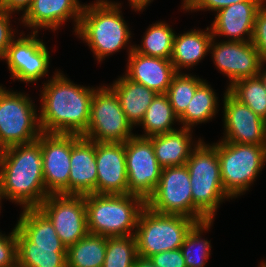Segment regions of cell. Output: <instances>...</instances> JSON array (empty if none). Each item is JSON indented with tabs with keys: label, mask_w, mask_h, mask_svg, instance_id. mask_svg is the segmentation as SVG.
Listing matches in <instances>:
<instances>
[{
	"label": "cell",
	"mask_w": 266,
	"mask_h": 267,
	"mask_svg": "<svg viewBox=\"0 0 266 267\" xmlns=\"http://www.w3.org/2000/svg\"><path fill=\"white\" fill-rule=\"evenodd\" d=\"M38 208L52 222L66 248L89 233L84 195L50 194Z\"/></svg>",
	"instance_id": "8fae6325"
},
{
	"label": "cell",
	"mask_w": 266,
	"mask_h": 267,
	"mask_svg": "<svg viewBox=\"0 0 266 267\" xmlns=\"http://www.w3.org/2000/svg\"><path fill=\"white\" fill-rule=\"evenodd\" d=\"M115 92L106 85L97 87L90 106V119L83 137L100 143H122L133 137Z\"/></svg>",
	"instance_id": "30bf717a"
},
{
	"label": "cell",
	"mask_w": 266,
	"mask_h": 267,
	"mask_svg": "<svg viewBox=\"0 0 266 267\" xmlns=\"http://www.w3.org/2000/svg\"><path fill=\"white\" fill-rule=\"evenodd\" d=\"M0 267H17L15 227L8 236L0 232Z\"/></svg>",
	"instance_id": "e575fe53"
},
{
	"label": "cell",
	"mask_w": 266,
	"mask_h": 267,
	"mask_svg": "<svg viewBox=\"0 0 266 267\" xmlns=\"http://www.w3.org/2000/svg\"><path fill=\"white\" fill-rule=\"evenodd\" d=\"M179 128L172 132L148 137L152 141L154 154L162 168L186 165L194 147L201 141L200 138L197 142L193 141L192 129Z\"/></svg>",
	"instance_id": "603a6c76"
},
{
	"label": "cell",
	"mask_w": 266,
	"mask_h": 267,
	"mask_svg": "<svg viewBox=\"0 0 266 267\" xmlns=\"http://www.w3.org/2000/svg\"><path fill=\"white\" fill-rule=\"evenodd\" d=\"M265 63L263 62L261 67H260V70H259V73H258V76L260 77V79L262 80V83L266 89V69H265Z\"/></svg>",
	"instance_id": "b9f144b4"
},
{
	"label": "cell",
	"mask_w": 266,
	"mask_h": 267,
	"mask_svg": "<svg viewBox=\"0 0 266 267\" xmlns=\"http://www.w3.org/2000/svg\"><path fill=\"white\" fill-rule=\"evenodd\" d=\"M242 1H266V0H183L182 10L186 11H219L222 8Z\"/></svg>",
	"instance_id": "d590c367"
},
{
	"label": "cell",
	"mask_w": 266,
	"mask_h": 267,
	"mask_svg": "<svg viewBox=\"0 0 266 267\" xmlns=\"http://www.w3.org/2000/svg\"><path fill=\"white\" fill-rule=\"evenodd\" d=\"M120 8L121 3L109 0H96L83 7L75 35L85 41L98 62L129 44L132 35Z\"/></svg>",
	"instance_id": "277c9868"
},
{
	"label": "cell",
	"mask_w": 266,
	"mask_h": 267,
	"mask_svg": "<svg viewBox=\"0 0 266 267\" xmlns=\"http://www.w3.org/2000/svg\"><path fill=\"white\" fill-rule=\"evenodd\" d=\"M134 267H156L153 262L150 260V258L137 256Z\"/></svg>",
	"instance_id": "60d3db41"
},
{
	"label": "cell",
	"mask_w": 266,
	"mask_h": 267,
	"mask_svg": "<svg viewBox=\"0 0 266 267\" xmlns=\"http://www.w3.org/2000/svg\"><path fill=\"white\" fill-rule=\"evenodd\" d=\"M178 123L179 119L175 115L169 98L166 93L157 94L146 110L139 126H142L144 133L141 137H151L177 130L172 126Z\"/></svg>",
	"instance_id": "4316f807"
},
{
	"label": "cell",
	"mask_w": 266,
	"mask_h": 267,
	"mask_svg": "<svg viewBox=\"0 0 266 267\" xmlns=\"http://www.w3.org/2000/svg\"><path fill=\"white\" fill-rule=\"evenodd\" d=\"M20 34L18 39L12 41L4 60L12 79L35 83L41 77L48 76L51 56L45 43L37 38L38 32L27 36Z\"/></svg>",
	"instance_id": "5bb4252c"
},
{
	"label": "cell",
	"mask_w": 266,
	"mask_h": 267,
	"mask_svg": "<svg viewBox=\"0 0 266 267\" xmlns=\"http://www.w3.org/2000/svg\"><path fill=\"white\" fill-rule=\"evenodd\" d=\"M224 137L222 141L266 145V121L226 89L223 96Z\"/></svg>",
	"instance_id": "e0dca14e"
},
{
	"label": "cell",
	"mask_w": 266,
	"mask_h": 267,
	"mask_svg": "<svg viewBox=\"0 0 266 267\" xmlns=\"http://www.w3.org/2000/svg\"><path fill=\"white\" fill-rule=\"evenodd\" d=\"M146 206L157 213L193 218V199L187 166L162 168L157 188L147 199Z\"/></svg>",
	"instance_id": "4fadbf2b"
},
{
	"label": "cell",
	"mask_w": 266,
	"mask_h": 267,
	"mask_svg": "<svg viewBox=\"0 0 266 267\" xmlns=\"http://www.w3.org/2000/svg\"><path fill=\"white\" fill-rule=\"evenodd\" d=\"M15 235L17 267H67V248L38 207L23 209Z\"/></svg>",
	"instance_id": "3957f363"
},
{
	"label": "cell",
	"mask_w": 266,
	"mask_h": 267,
	"mask_svg": "<svg viewBox=\"0 0 266 267\" xmlns=\"http://www.w3.org/2000/svg\"><path fill=\"white\" fill-rule=\"evenodd\" d=\"M41 133L39 114L31 98L0 85V146L5 149L28 144Z\"/></svg>",
	"instance_id": "9c48e42d"
},
{
	"label": "cell",
	"mask_w": 266,
	"mask_h": 267,
	"mask_svg": "<svg viewBox=\"0 0 266 267\" xmlns=\"http://www.w3.org/2000/svg\"><path fill=\"white\" fill-rule=\"evenodd\" d=\"M109 87L117 95L121 108L133 128L140 124L147 108L157 95L154 90L131 81L125 75L120 76Z\"/></svg>",
	"instance_id": "d4e9b609"
},
{
	"label": "cell",
	"mask_w": 266,
	"mask_h": 267,
	"mask_svg": "<svg viewBox=\"0 0 266 267\" xmlns=\"http://www.w3.org/2000/svg\"><path fill=\"white\" fill-rule=\"evenodd\" d=\"M259 267H266V262L264 261H262L261 263H260V265H259Z\"/></svg>",
	"instance_id": "ee69618b"
},
{
	"label": "cell",
	"mask_w": 266,
	"mask_h": 267,
	"mask_svg": "<svg viewBox=\"0 0 266 267\" xmlns=\"http://www.w3.org/2000/svg\"><path fill=\"white\" fill-rule=\"evenodd\" d=\"M33 0H0V10L13 13L23 11L22 15L31 7Z\"/></svg>",
	"instance_id": "f35d334b"
},
{
	"label": "cell",
	"mask_w": 266,
	"mask_h": 267,
	"mask_svg": "<svg viewBox=\"0 0 266 267\" xmlns=\"http://www.w3.org/2000/svg\"><path fill=\"white\" fill-rule=\"evenodd\" d=\"M97 194H129L125 142H95Z\"/></svg>",
	"instance_id": "ac0fdd59"
},
{
	"label": "cell",
	"mask_w": 266,
	"mask_h": 267,
	"mask_svg": "<svg viewBox=\"0 0 266 267\" xmlns=\"http://www.w3.org/2000/svg\"><path fill=\"white\" fill-rule=\"evenodd\" d=\"M214 220L197 222L188 232L181 246L186 267H205L211 255L210 241L202 238L203 231H208Z\"/></svg>",
	"instance_id": "f546056e"
},
{
	"label": "cell",
	"mask_w": 266,
	"mask_h": 267,
	"mask_svg": "<svg viewBox=\"0 0 266 267\" xmlns=\"http://www.w3.org/2000/svg\"><path fill=\"white\" fill-rule=\"evenodd\" d=\"M264 2L242 1L217 11L210 27L213 37L224 36L228 41H251L255 17Z\"/></svg>",
	"instance_id": "ffe728a7"
},
{
	"label": "cell",
	"mask_w": 266,
	"mask_h": 267,
	"mask_svg": "<svg viewBox=\"0 0 266 267\" xmlns=\"http://www.w3.org/2000/svg\"><path fill=\"white\" fill-rule=\"evenodd\" d=\"M174 32L164 21L154 23L144 33L142 45H133V50L143 55L171 60Z\"/></svg>",
	"instance_id": "f1b7e54d"
},
{
	"label": "cell",
	"mask_w": 266,
	"mask_h": 267,
	"mask_svg": "<svg viewBox=\"0 0 266 267\" xmlns=\"http://www.w3.org/2000/svg\"><path fill=\"white\" fill-rule=\"evenodd\" d=\"M137 256L135 234L106 237V253L103 267H134Z\"/></svg>",
	"instance_id": "1f68e13d"
},
{
	"label": "cell",
	"mask_w": 266,
	"mask_h": 267,
	"mask_svg": "<svg viewBox=\"0 0 266 267\" xmlns=\"http://www.w3.org/2000/svg\"><path fill=\"white\" fill-rule=\"evenodd\" d=\"M195 76L177 72L168 87L166 94L178 118L185 112L197 87L204 81V79Z\"/></svg>",
	"instance_id": "d6a6232c"
},
{
	"label": "cell",
	"mask_w": 266,
	"mask_h": 267,
	"mask_svg": "<svg viewBox=\"0 0 266 267\" xmlns=\"http://www.w3.org/2000/svg\"><path fill=\"white\" fill-rule=\"evenodd\" d=\"M83 7L79 0H33L31 7L20 17L21 23L33 32L42 28L56 31L68 19H73L76 32Z\"/></svg>",
	"instance_id": "d6986e66"
},
{
	"label": "cell",
	"mask_w": 266,
	"mask_h": 267,
	"mask_svg": "<svg viewBox=\"0 0 266 267\" xmlns=\"http://www.w3.org/2000/svg\"><path fill=\"white\" fill-rule=\"evenodd\" d=\"M209 50L217 69L228 77L227 89L240 79L257 76L263 63L251 41L216 42L213 37Z\"/></svg>",
	"instance_id": "2e32d148"
},
{
	"label": "cell",
	"mask_w": 266,
	"mask_h": 267,
	"mask_svg": "<svg viewBox=\"0 0 266 267\" xmlns=\"http://www.w3.org/2000/svg\"><path fill=\"white\" fill-rule=\"evenodd\" d=\"M129 4L131 5V8L134 9V11H142L147 7V5L153 1V0H128Z\"/></svg>",
	"instance_id": "ab89813d"
},
{
	"label": "cell",
	"mask_w": 266,
	"mask_h": 267,
	"mask_svg": "<svg viewBox=\"0 0 266 267\" xmlns=\"http://www.w3.org/2000/svg\"><path fill=\"white\" fill-rule=\"evenodd\" d=\"M228 91L266 121V89L258 75L236 81Z\"/></svg>",
	"instance_id": "4dcf8cb0"
},
{
	"label": "cell",
	"mask_w": 266,
	"mask_h": 267,
	"mask_svg": "<svg viewBox=\"0 0 266 267\" xmlns=\"http://www.w3.org/2000/svg\"><path fill=\"white\" fill-rule=\"evenodd\" d=\"M186 166L192 191L193 219L197 222L214 220L223 199L231 198L223 188L216 143L205 144L202 139L191 152Z\"/></svg>",
	"instance_id": "5b68a950"
},
{
	"label": "cell",
	"mask_w": 266,
	"mask_h": 267,
	"mask_svg": "<svg viewBox=\"0 0 266 267\" xmlns=\"http://www.w3.org/2000/svg\"><path fill=\"white\" fill-rule=\"evenodd\" d=\"M3 148L0 146V157H1V155H2V153H3Z\"/></svg>",
	"instance_id": "f6af8a7d"
},
{
	"label": "cell",
	"mask_w": 266,
	"mask_h": 267,
	"mask_svg": "<svg viewBox=\"0 0 266 267\" xmlns=\"http://www.w3.org/2000/svg\"><path fill=\"white\" fill-rule=\"evenodd\" d=\"M218 97L211 85L204 80L196 89L185 112L178 118L184 128L208 122L218 113Z\"/></svg>",
	"instance_id": "484cf974"
},
{
	"label": "cell",
	"mask_w": 266,
	"mask_h": 267,
	"mask_svg": "<svg viewBox=\"0 0 266 267\" xmlns=\"http://www.w3.org/2000/svg\"><path fill=\"white\" fill-rule=\"evenodd\" d=\"M125 153L129 194L147 201L157 188L162 171L152 141L135 134L125 142Z\"/></svg>",
	"instance_id": "7c38bea8"
},
{
	"label": "cell",
	"mask_w": 266,
	"mask_h": 267,
	"mask_svg": "<svg viewBox=\"0 0 266 267\" xmlns=\"http://www.w3.org/2000/svg\"><path fill=\"white\" fill-rule=\"evenodd\" d=\"M149 258L156 267H186L181 249L167 250Z\"/></svg>",
	"instance_id": "74e56055"
},
{
	"label": "cell",
	"mask_w": 266,
	"mask_h": 267,
	"mask_svg": "<svg viewBox=\"0 0 266 267\" xmlns=\"http://www.w3.org/2000/svg\"><path fill=\"white\" fill-rule=\"evenodd\" d=\"M0 176L4 199L25 208L38 207L49 195L46 192L41 144L36 140L3 150Z\"/></svg>",
	"instance_id": "7a4b0ae2"
},
{
	"label": "cell",
	"mask_w": 266,
	"mask_h": 267,
	"mask_svg": "<svg viewBox=\"0 0 266 267\" xmlns=\"http://www.w3.org/2000/svg\"><path fill=\"white\" fill-rule=\"evenodd\" d=\"M213 35L210 27L206 31L191 29V31L176 35L173 42L171 62L176 72L196 66L209 53ZM208 52V53H207Z\"/></svg>",
	"instance_id": "cb8c5ba5"
},
{
	"label": "cell",
	"mask_w": 266,
	"mask_h": 267,
	"mask_svg": "<svg viewBox=\"0 0 266 267\" xmlns=\"http://www.w3.org/2000/svg\"><path fill=\"white\" fill-rule=\"evenodd\" d=\"M2 199H4V195H3L2 181H1V176H0V207H1V201H2Z\"/></svg>",
	"instance_id": "7bdbcfd3"
},
{
	"label": "cell",
	"mask_w": 266,
	"mask_h": 267,
	"mask_svg": "<svg viewBox=\"0 0 266 267\" xmlns=\"http://www.w3.org/2000/svg\"><path fill=\"white\" fill-rule=\"evenodd\" d=\"M96 89L74 84L57 70L41 90V131L83 135L89 125L91 100Z\"/></svg>",
	"instance_id": "6da1fadb"
},
{
	"label": "cell",
	"mask_w": 266,
	"mask_h": 267,
	"mask_svg": "<svg viewBox=\"0 0 266 267\" xmlns=\"http://www.w3.org/2000/svg\"><path fill=\"white\" fill-rule=\"evenodd\" d=\"M221 179L225 192L231 197L243 195L266 163V145L216 142Z\"/></svg>",
	"instance_id": "ba28073f"
},
{
	"label": "cell",
	"mask_w": 266,
	"mask_h": 267,
	"mask_svg": "<svg viewBox=\"0 0 266 267\" xmlns=\"http://www.w3.org/2000/svg\"><path fill=\"white\" fill-rule=\"evenodd\" d=\"M69 195L97 194L95 142L72 134Z\"/></svg>",
	"instance_id": "44dd1931"
},
{
	"label": "cell",
	"mask_w": 266,
	"mask_h": 267,
	"mask_svg": "<svg viewBox=\"0 0 266 267\" xmlns=\"http://www.w3.org/2000/svg\"><path fill=\"white\" fill-rule=\"evenodd\" d=\"M37 141L41 144L46 192L69 195L72 134L42 132Z\"/></svg>",
	"instance_id": "9a60e30c"
},
{
	"label": "cell",
	"mask_w": 266,
	"mask_h": 267,
	"mask_svg": "<svg viewBox=\"0 0 266 267\" xmlns=\"http://www.w3.org/2000/svg\"><path fill=\"white\" fill-rule=\"evenodd\" d=\"M85 204L88 232L116 237L135 234L146 201L134 194L93 193L85 195Z\"/></svg>",
	"instance_id": "8992f818"
},
{
	"label": "cell",
	"mask_w": 266,
	"mask_h": 267,
	"mask_svg": "<svg viewBox=\"0 0 266 267\" xmlns=\"http://www.w3.org/2000/svg\"><path fill=\"white\" fill-rule=\"evenodd\" d=\"M106 237L88 233L67 248V267H103Z\"/></svg>",
	"instance_id": "83f0119b"
},
{
	"label": "cell",
	"mask_w": 266,
	"mask_h": 267,
	"mask_svg": "<svg viewBox=\"0 0 266 267\" xmlns=\"http://www.w3.org/2000/svg\"><path fill=\"white\" fill-rule=\"evenodd\" d=\"M196 223L193 218L161 214L145 206L139 215L135 232L138 255L149 258L167 250L180 249Z\"/></svg>",
	"instance_id": "52a82bcc"
},
{
	"label": "cell",
	"mask_w": 266,
	"mask_h": 267,
	"mask_svg": "<svg viewBox=\"0 0 266 267\" xmlns=\"http://www.w3.org/2000/svg\"><path fill=\"white\" fill-rule=\"evenodd\" d=\"M128 54L125 76L157 94L167 93L172 78L177 73L171 60L137 53L133 50V45L128 48Z\"/></svg>",
	"instance_id": "7402d4cb"
},
{
	"label": "cell",
	"mask_w": 266,
	"mask_h": 267,
	"mask_svg": "<svg viewBox=\"0 0 266 267\" xmlns=\"http://www.w3.org/2000/svg\"><path fill=\"white\" fill-rule=\"evenodd\" d=\"M12 14L0 10V59L2 60H4L12 41L16 38L15 29L12 30L10 24Z\"/></svg>",
	"instance_id": "8d00e7d4"
},
{
	"label": "cell",
	"mask_w": 266,
	"mask_h": 267,
	"mask_svg": "<svg viewBox=\"0 0 266 267\" xmlns=\"http://www.w3.org/2000/svg\"><path fill=\"white\" fill-rule=\"evenodd\" d=\"M259 52L261 60L266 63V5L265 2L258 9L251 40Z\"/></svg>",
	"instance_id": "836d02e7"
}]
</instances>
